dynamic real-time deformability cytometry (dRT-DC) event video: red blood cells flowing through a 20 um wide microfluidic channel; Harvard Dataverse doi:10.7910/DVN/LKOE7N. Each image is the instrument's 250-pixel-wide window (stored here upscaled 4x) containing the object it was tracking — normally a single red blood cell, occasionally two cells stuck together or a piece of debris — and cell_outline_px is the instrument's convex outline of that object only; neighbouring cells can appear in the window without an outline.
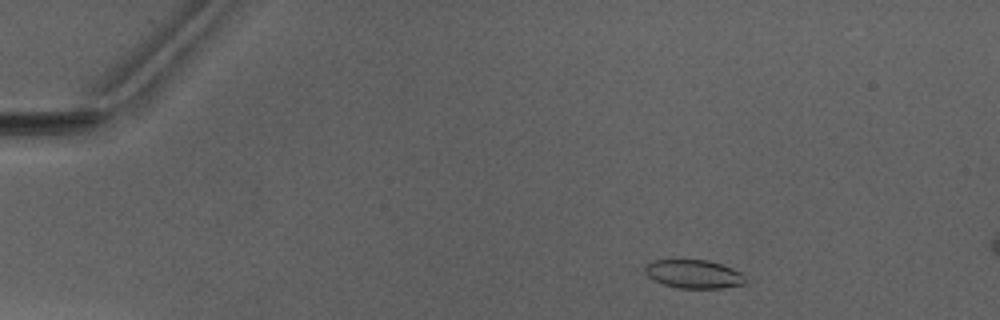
{"species": "Egyptian fruit bat (a non-hibernating species)", "species_latin": "Rousettus aegyptiacus", "temperature_condition": "warm", "stored_images_in_passage": 4, "camera_frame_rate_fps": 3000, "um_per_image_px": 0.085, "animal": {"sex": "male"}, "frame": {"image": 1, "passage_image": 1, "time_ms": 0.0, "image_size_px": [1000, 320], "cell_outline_px": [[744, 284], [720, 288], [680, 288], [664, 284], [652, 280], [644, 272], [644, 268], [652, 260], [708, 260], [732, 268], [740, 272], [744, 276]], "centroid_in_image_um": [58.93, 23.29], "position_along_channel_um": 26.1, "area_um2": 16.53}}